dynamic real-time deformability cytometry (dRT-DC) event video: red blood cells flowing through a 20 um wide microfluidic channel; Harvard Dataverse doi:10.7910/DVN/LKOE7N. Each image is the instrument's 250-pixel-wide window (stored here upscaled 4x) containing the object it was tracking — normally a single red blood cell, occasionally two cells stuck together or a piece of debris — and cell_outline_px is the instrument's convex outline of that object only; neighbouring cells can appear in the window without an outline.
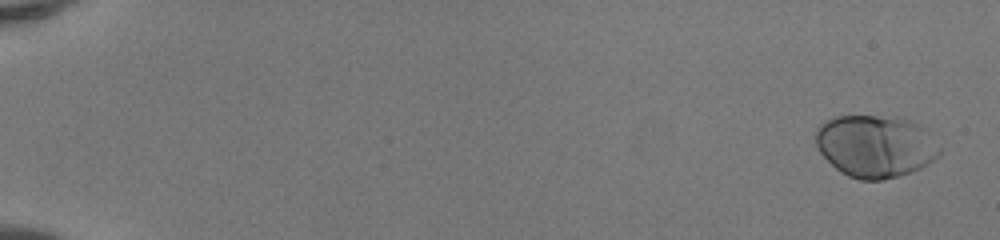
{"species": "human", "species_latin": "Homo sapiens", "temperature_condition": "room temperature", "stored_images_in_passage": 51, "camera_frame_rate_fps": 3000, "um_per_image_px": 0.085, "donor": {"sex": "female"}, "frame": {"image": 1, "passage_image": 2, "time_ms": 0.333, "image_size_px": [1000, 240], "cell_outline_px": [[940, 152], [928, 164], [912, 172], [880, 180], [860, 180], [848, 176], [836, 168], [820, 152], [816, 144], [816, 128], [824, 120], [832, 116], [900, 116], [920, 124], [928, 128], [940, 148]], "centroid_in_image_um": [74.43, 12.39], "position_along_channel_um": 10.6, "area_um2": 45.37}}
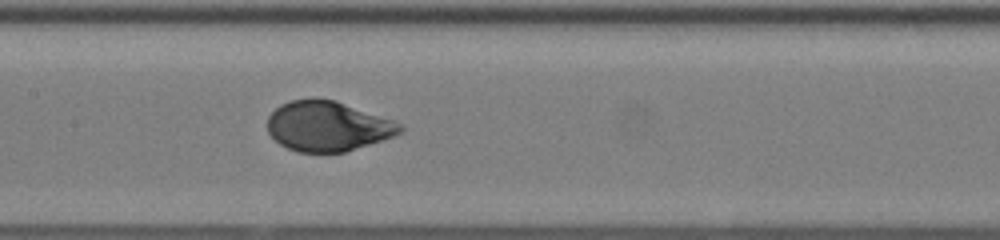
{"frame": {"image": 2, "passage_image": 28, "time_ms": 9.0, "image_size_px": [1000, 240], "cell_outline_px": [[404, 128], [396, 136], [344, 152], [296, 152], [280, 144], [268, 132], [268, 116], [280, 104], [292, 100], [336, 100], [404, 124]], "centroid_in_image_um": [27.88, 10.74], "position_along_channel_um": 179.5, "area_um2": 38.32}}
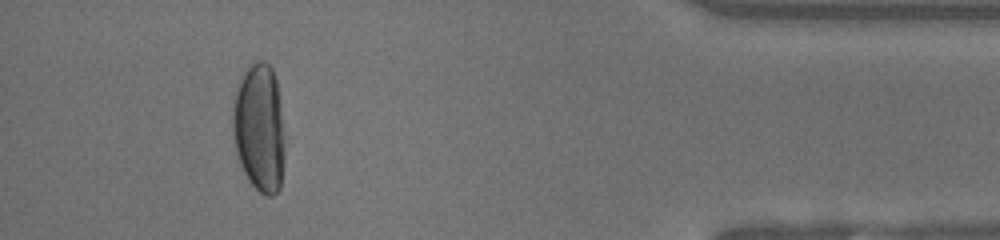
{"frame": {"image": 3, "passage_image": 48, "time_ms": 15.667, "image_size_px": [1000, 240], "cell_outline_px": [[284, 160], [280, 188], [272, 196], [268, 196], [260, 192], [248, 180], [240, 164], [236, 152], [232, 132], [232, 108], [236, 88], [244, 72], [256, 60], [264, 60], [272, 68], [276, 80], [280, 108], [284, 140]], "centroid_in_image_um": [22.02, 10.88], "position_along_channel_um": 413.2, "area_um2": 38.96}, "authors_computed_cell_mechanics": {"area_um2": 40.5756, "velocity_mm_per_s": 4.137, "shape_relaxation_time_tau1_ms": 3.0998, "shape_relaxation_time_tau2_ms": null, "deformation_change_tau1": 0.1991, "deformation_change_tau2": null}}